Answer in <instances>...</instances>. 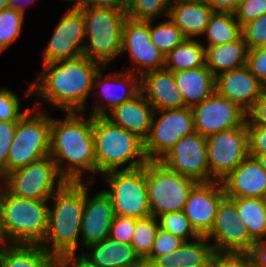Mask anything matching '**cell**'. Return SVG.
Masks as SVG:
<instances>
[{
    "label": "cell",
    "mask_w": 266,
    "mask_h": 267,
    "mask_svg": "<svg viewBox=\"0 0 266 267\" xmlns=\"http://www.w3.org/2000/svg\"><path fill=\"white\" fill-rule=\"evenodd\" d=\"M43 65L41 76L26 90L24 98L38 94V98L64 112L85 113L87 98L94 92L93 79L103 66L83 54Z\"/></svg>",
    "instance_id": "cell-1"
},
{
    "label": "cell",
    "mask_w": 266,
    "mask_h": 267,
    "mask_svg": "<svg viewBox=\"0 0 266 267\" xmlns=\"http://www.w3.org/2000/svg\"><path fill=\"white\" fill-rule=\"evenodd\" d=\"M83 113L69 111L64 119L51 118L49 155L67 182H83L86 171L96 173L93 117L86 119Z\"/></svg>",
    "instance_id": "cell-2"
},
{
    "label": "cell",
    "mask_w": 266,
    "mask_h": 267,
    "mask_svg": "<svg viewBox=\"0 0 266 267\" xmlns=\"http://www.w3.org/2000/svg\"><path fill=\"white\" fill-rule=\"evenodd\" d=\"M50 199L54 204L49 206L47 233L41 246L56 260L64 253L77 252L85 183L66 182Z\"/></svg>",
    "instance_id": "cell-3"
},
{
    "label": "cell",
    "mask_w": 266,
    "mask_h": 267,
    "mask_svg": "<svg viewBox=\"0 0 266 267\" xmlns=\"http://www.w3.org/2000/svg\"><path fill=\"white\" fill-rule=\"evenodd\" d=\"M48 200L24 199L0 192V243L38 244L46 237Z\"/></svg>",
    "instance_id": "cell-4"
},
{
    "label": "cell",
    "mask_w": 266,
    "mask_h": 267,
    "mask_svg": "<svg viewBox=\"0 0 266 267\" xmlns=\"http://www.w3.org/2000/svg\"><path fill=\"white\" fill-rule=\"evenodd\" d=\"M96 173L143 167L149 160L144 141L137 135L114 125L105 117H93Z\"/></svg>",
    "instance_id": "cell-5"
},
{
    "label": "cell",
    "mask_w": 266,
    "mask_h": 267,
    "mask_svg": "<svg viewBox=\"0 0 266 267\" xmlns=\"http://www.w3.org/2000/svg\"><path fill=\"white\" fill-rule=\"evenodd\" d=\"M85 19L86 37L83 55L107 66L121 55L122 30L127 19L125 10L87 8L80 10Z\"/></svg>",
    "instance_id": "cell-6"
},
{
    "label": "cell",
    "mask_w": 266,
    "mask_h": 267,
    "mask_svg": "<svg viewBox=\"0 0 266 267\" xmlns=\"http://www.w3.org/2000/svg\"><path fill=\"white\" fill-rule=\"evenodd\" d=\"M146 181L151 215L156 218L183 211L190 192L199 183L169 170L160 161L146 163Z\"/></svg>",
    "instance_id": "cell-7"
},
{
    "label": "cell",
    "mask_w": 266,
    "mask_h": 267,
    "mask_svg": "<svg viewBox=\"0 0 266 267\" xmlns=\"http://www.w3.org/2000/svg\"><path fill=\"white\" fill-rule=\"evenodd\" d=\"M50 124L51 118L36 107L17 122L7 157V173L49 155Z\"/></svg>",
    "instance_id": "cell-8"
},
{
    "label": "cell",
    "mask_w": 266,
    "mask_h": 267,
    "mask_svg": "<svg viewBox=\"0 0 266 267\" xmlns=\"http://www.w3.org/2000/svg\"><path fill=\"white\" fill-rule=\"evenodd\" d=\"M1 180L9 194L34 200H50L67 182L50 155L6 173Z\"/></svg>",
    "instance_id": "cell-9"
},
{
    "label": "cell",
    "mask_w": 266,
    "mask_h": 267,
    "mask_svg": "<svg viewBox=\"0 0 266 267\" xmlns=\"http://www.w3.org/2000/svg\"><path fill=\"white\" fill-rule=\"evenodd\" d=\"M110 190H103L111 199L114 215L145 218L151 215L146 181V164L130 170H113L104 174Z\"/></svg>",
    "instance_id": "cell-10"
},
{
    "label": "cell",
    "mask_w": 266,
    "mask_h": 267,
    "mask_svg": "<svg viewBox=\"0 0 266 267\" xmlns=\"http://www.w3.org/2000/svg\"><path fill=\"white\" fill-rule=\"evenodd\" d=\"M157 114L160 117L155 118ZM195 132L191 108L155 110L144 151L149 161H160L183 137Z\"/></svg>",
    "instance_id": "cell-11"
},
{
    "label": "cell",
    "mask_w": 266,
    "mask_h": 267,
    "mask_svg": "<svg viewBox=\"0 0 266 267\" xmlns=\"http://www.w3.org/2000/svg\"><path fill=\"white\" fill-rule=\"evenodd\" d=\"M206 142L211 182L223 180L249 155L246 122L210 135Z\"/></svg>",
    "instance_id": "cell-12"
},
{
    "label": "cell",
    "mask_w": 266,
    "mask_h": 267,
    "mask_svg": "<svg viewBox=\"0 0 266 267\" xmlns=\"http://www.w3.org/2000/svg\"><path fill=\"white\" fill-rule=\"evenodd\" d=\"M206 238L213 239L215 252L249 253L256 243L240 220L236 203L227 196L220 201Z\"/></svg>",
    "instance_id": "cell-13"
},
{
    "label": "cell",
    "mask_w": 266,
    "mask_h": 267,
    "mask_svg": "<svg viewBox=\"0 0 266 267\" xmlns=\"http://www.w3.org/2000/svg\"><path fill=\"white\" fill-rule=\"evenodd\" d=\"M160 162L180 175L198 182H211L206 137L198 132L181 138Z\"/></svg>",
    "instance_id": "cell-14"
},
{
    "label": "cell",
    "mask_w": 266,
    "mask_h": 267,
    "mask_svg": "<svg viewBox=\"0 0 266 267\" xmlns=\"http://www.w3.org/2000/svg\"><path fill=\"white\" fill-rule=\"evenodd\" d=\"M191 109L195 132L204 137L241 126L247 120L244 109L216 92Z\"/></svg>",
    "instance_id": "cell-15"
},
{
    "label": "cell",
    "mask_w": 266,
    "mask_h": 267,
    "mask_svg": "<svg viewBox=\"0 0 266 267\" xmlns=\"http://www.w3.org/2000/svg\"><path fill=\"white\" fill-rule=\"evenodd\" d=\"M85 19L83 13L70 8L60 18L46 49L43 53V63L61 61L83 54L86 39Z\"/></svg>",
    "instance_id": "cell-16"
},
{
    "label": "cell",
    "mask_w": 266,
    "mask_h": 267,
    "mask_svg": "<svg viewBox=\"0 0 266 267\" xmlns=\"http://www.w3.org/2000/svg\"><path fill=\"white\" fill-rule=\"evenodd\" d=\"M124 52H129L132 64L138 67L139 76L165 65L164 55L151 41L149 21L125 20L121 55Z\"/></svg>",
    "instance_id": "cell-17"
},
{
    "label": "cell",
    "mask_w": 266,
    "mask_h": 267,
    "mask_svg": "<svg viewBox=\"0 0 266 267\" xmlns=\"http://www.w3.org/2000/svg\"><path fill=\"white\" fill-rule=\"evenodd\" d=\"M224 197L221 181L199 182L190 192L183 212L199 236L209 234Z\"/></svg>",
    "instance_id": "cell-18"
},
{
    "label": "cell",
    "mask_w": 266,
    "mask_h": 267,
    "mask_svg": "<svg viewBox=\"0 0 266 267\" xmlns=\"http://www.w3.org/2000/svg\"><path fill=\"white\" fill-rule=\"evenodd\" d=\"M103 68H107V66H103L99 69V71L95 74L93 79V90L98 89L100 92L97 96H99L98 100L104 99L105 106L103 104L99 105L97 102L95 103V108L90 115L92 117H104L107 115V111H111L113 108L118 105L132 100L136 95L140 93V76H136L135 69H129L124 73L122 71L117 72L116 74L111 73L106 77L102 76ZM117 85H120L119 88ZM118 87L122 92L118 93ZM123 87L124 90L122 89ZM127 88V89H126ZM115 90L117 92H115ZM104 97V98H103Z\"/></svg>",
    "instance_id": "cell-19"
},
{
    "label": "cell",
    "mask_w": 266,
    "mask_h": 267,
    "mask_svg": "<svg viewBox=\"0 0 266 267\" xmlns=\"http://www.w3.org/2000/svg\"><path fill=\"white\" fill-rule=\"evenodd\" d=\"M93 180L85 182V203L81 220L80 240L83 245L89 246L109 237L110 226L114 218L113 205L110 197L102 190L91 199L88 193V184Z\"/></svg>",
    "instance_id": "cell-20"
},
{
    "label": "cell",
    "mask_w": 266,
    "mask_h": 267,
    "mask_svg": "<svg viewBox=\"0 0 266 267\" xmlns=\"http://www.w3.org/2000/svg\"><path fill=\"white\" fill-rule=\"evenodd\" d=\"M266 90L246 65L223 72L215 77V92L248 112Z\"/></svg>",
    "instance_id": "cell-21"
},
{
    "label": "cell",
    "mask_w": 266,
    "mask_h": 267,
    "mask_svg": "<svg viewBox=\"0 0 266 267\" xmlns=\"http://www.w3.org/2000/svg\"><path fill=\"white\" fill-rule=\"evenodd\" d=\"M140 93L154 110L184 108L182 93L178 90L174 72L165 67L140 76Z\"/></svg>",
    "instance_id": "cell-22"
},
{
    "label": "cell",
    "mask_w": 266,
    "mask_h": 267,
    "mask_svg": "<svg viewBox=\"0 0 266 267\" xmlns=\"http://www.w3.org/2000/svg\"><path fill=\"white\" fill-rule=\"evenodd\" d=\"M221 183L229 198H266V172L256 157L248 155Z\"/></svg>",
    "instance_id": "cell-23"
},
{
    "label": "cell",
    "mask_w": 266,
    "mask_h": 267,
    "mask_svg": "<svg viewBox=\"0 0 266 267\" xmlns=\"http://www.w3.org/2000/svg\"><path fill=\"white\" fill-rule=\"evenodd\" d=\"M154 112L153 106L139 93L132 100L113 108L104 117L144 141L149 135Z\"/></svg>",
    "instance_id": "cell-24"
},
{
    "label": "cell",
    "mask_w": 266,
    "mask_h": 267,
    "mask_svg": "<svg viewBox=\"0 0 266 267\" xmlns=\"http://www.w3.org/2000/svg\"><path fill=\"white\" fill-rule=\"evenodd\" d=\"M200 236L183 244L167 255L156 256L148 267H210L215 253L212 243ZM207 242V243H206Z\"/></svg>",
    "instance_id": "cell-25"
},
{
    "label": "cell",
    "mask_w": 266,
    "mask_h": 267,
    "mask_svg": "<svg viewBox=\"0 0 266 267\" xmlns=\"http://www.w3.org/2000/svg\"><path fill=\"white\" fill-rule=\"evenodd\" d=\"M214 10L205 2H171L168 16L186 39L203 35Z\"/></svg>",
    "instance_id": "cell-26"
},
{
    "label": "cell",
    "mask_w": 266,
    "mask_h": 267,
    "mask_svg": "<svg viewBox=\"0 0 266 267\" xmlns=\"http://www.w3.org/2000/svg\"><path fill=\"white\" fill-rule=\"evenodd\" d=\"M178 90L182 93L185 107L200 104L215 92V76L206 66L174 72Z\"/></svg>",
    "instance_id": "cell-27"
},
{
    "label": "cell",
    "mask_w": 266,
    "mask_h": 267,
    "mask_svg": "<svg viewBox=\"0 0 266 267\" xmlns=\"http://www.w3.org/2000/svg\"><path fill=\"white\" fill-rule=\"evenodd\" d=\"M84 253L98 267H142L143 261L135 253L131 244L118 242L107 237L90 244Z\"/></svg>",
    "instance_id": "cell-28"
},
{
    "label": "cell",
    "mask_w": 266,
    "mask_h": 267,
    "mask_svg": "<svg viewBox=\"0 0 266 267\" xmlns=\"http://www.w3.org/2000/svg\"><path fill=\"white\" fill-rule=\"evenodd\" d=\"M7 245L0 243V267H56V260L41 245Z\"/></svg>",
    "instance_id": "cell-29"
},
{
    "label": "cell",
    "mask_w": 266,
    "mask_h": 267,
    "mask_svg": "<svg viewBox=\"0 0 266 267\" xmlns=\"http://www.w3.org/2000/svg\"><path fill=\"white\" fill-rule=\"evenodd\" d=\"M204 47L205 65L215 77L223 72L246 65L248 49L243 37L231 43Z\"/></svg>",
    "instance_id": "cell-30"
},
{
    "label": "cell",
    "mask_w": 266,
    "mask_h": 267,
    "mask_svg": "<svg viewBox=\"0 0 266 267\" xmlns=\"http://www.w3.org/2000/svg\"><path fill=\"white\" fill-rule=\"evenodd\" d=\"M231 199L236 203L239 218L251 238L255 242L266 240V199L249 197Z\"/></svg>",
    "instance_id": "cell-31"
},
{
    "label": "cell",
    "mask_w": 266,
    "mask_h": 267,
    "mask_svg": "<svg viewBox=\"0 0 266 267\" xmlns=\"http://www.w3.org/2000/svg\"><path fill=\"white\" fill-rule=\"evenodd\" d=\"M205 65V47L196 39H185L165 56L164 67L172 72Z\"/></svg>",
    "instance_id": "cell-32"
},
{
    "label": "cell",
    "mask_w": 266,
    "mask_h": 267,
    "mask_svg": "<svg viewBox=\"0 0 266 267\" xmlns=\"http://www.w3.org/2000/svg\"><path fill=\"white\" fill-rule=\"evenodd\" d=\"M208 39L207 46H217L239 40L242 26L231 12H213L204 32Z\"/></svg>",
    "instance_id": "cell-33"
},
{
    "label": "cell",
    "mask_w": 266,
    "mask_h": 267,
    "mask_svg": "<svg viewBox=\"0 0 266 267\" xmlns=\"http://www.w3.org/2000/svg\"><path fill=\"white\" fill-rule=\"evenodd\" d=\"M158 219L152 215L137 219L131 245L143 261L151 252L158 231Z\"/></svg>",
    "instance_id": "cell-34"
},
{
    "label": "cell",
    "mask_w": 266,
    "mask_h": 267,
    "mask_svg": "<svg viewBox=\"0 0 266 267\" xmlns=\"http://www.w3.org/2000/svg\"><path fill=\"white\" fill-rule=\"evenodd\" d=\"M154 20H149L150 38L164 57L186 38L182 31L168 18L167 21L152 26Z\"/></svg>",
    "instance_id": "cell-35"
},
{
    "label": "cell",
    "mask_w": 266,
    "mask_h": 267,
    "mask_svg": "<svg viewBox=\"0 0 266 267\" xmlns=\"http://www.w3.org/2000/svg\"><path fill=\"white\" fill-rule=\"evenodd\" d=\"M172 0H127L125 13L134 21H149L166 15Z\"/></svg>",
    "instance_id": "cell-36"
},
{
    "label": "cell",
    "mask_w": 266,
    "mask_h": 267,
    "mask_svg": "<svg viewBox=\"0 0 266 267\" xmlns=\"http://www.w3.org/2000/svg\"><path fill=\"white\" fill-rule=\"evenodd\" d=\"M24 14L14 7H7L0 11V53L20 36Z\"/></svg>",
    "instance_id": "cell-37"
},
{
    "label": "cell",
    "mask_w": 266,
    "mask_h": 267,
    "mask_svg": "<svg viewBox=\"0 0 266 267\" xmlns=\"http://www.w3.org/2000/svg\"><path fill=\"white\" fill-rule=\"evenodd\" d=\"M159 226L169 233L187 242L189 238L197 239L200 237L193 229L190 221L183 211L165 213L158 218Z\"/></svg>",
    "instance_id": "cell-38"
},
{
    "label": "cell",
    "mask_w": 266,
    "mask_h": 267,
    "mask_svg": "<svg viewBox=\"0 0 266 267\" xmlns=\"http://www.w3.org/2000/svg\"><path fill=\"white\" fill-rule=\"evenodd\" d=\"M183 240L169 233L162 227H158V231L153 243L150 254L143 260V264L147 266L156 256L167 255L176 250L183 244Z\"/></svg>",
    "instance_id": "cell-39"
},
{
    "label": "cell",
    "mask_w": 266,
    "mask_h": 267,
    "mask_svg": "<svg viewBox=\"0 0 266 267\" xmlns=\"http://www.w3.org/2000/svg\"><path fill=\"white\" fill-rule=\"evenodd\" d=\"M247 49L261 48L266 42V13L242 25Z\"/></svg>",
    "instance_id": "cell-40"
},
{
    "label": "cell",
    "mask_w": 266,
    "mask_h": 267,
    "mask_svg": "<svg viewBox=\"0 0 266 267\" xmlns=\"http://www.w3.org/2000/svg\"><path fill=\"white\" fill-rule=\"evenodd\" d=\"M19 97L7 88L0 89V121L18 122L30 108L21 112Z\"/></svg>",
    "instance_id": "cell-41"
},
{
    "label": "cell",
    "mask_w": 266,
    "mask_h": 267,
    "mask_svg": "<svg viewBox=\"0 0 266 267\" xmlns=\"http://www.w3.org/2000/svg\"><path fill=\"white\" fill-rule=\"evenodd\" d=\"M136 221V218L114 215L109 237L118 242L131 244Z\"/></svg>",
    "instance_id": "cell-42"
},
{
    "label": "cell",
    "mask_w": 266,
    "mask_h": 267,
    "mask_svg": "<svg viewBox=\"0 0 266 267\" xmlns=\"http://www.w3.org/2000/svg\"><path fill=\"white\" fill-rule=\"evenodd\" d=\"M265 13L266 0H240L234 16L242 26Z\"/></svg>",
    "instance_id": "cell-43"
},
{
    "label": "cell",
    "mask_w": 266,
    "mask_h": 267,
    "mask_svg": "<svg viewBox=\"0 0 266 267\" xmlns=\"http://www.w3.org/2000/svg\"><path fill=\"white\" fill-rule=\"evenodd\" d=\"M17 122L0 121V178L7 173V157Z\"/></svg>",
    "instance_id": "cell-44"
},
{
    "label": "cell",
    "mask_w": 266,
    "mask_h": 267,
    "mask_svg": "<svg viewBox=\"0 0 266 267\" xmlns=\"http://www.w3.org/2000/svg\"><path fill=\"white\" fill-rule=\"evenodd\" d=\"M251 264L249 253L215 252L210 267H249Z\"/></svg>",
    "instance_id": "cell-45"
},
{
    "label": "cell",
    "mask_w": 266,
    "mask_h": 267,
    "mask_svg": "<svg viewBox=\"0 0 266 267\" xmlns=\"http://www.w3.org/2000/svg\"><path fill=\"white\" fill-rule=\"evenodd\" d=\"M246 66L266 86V51L262 48L248 49Z\"/></svg>",
    "instance_id": "cell-46"
},
{
    "label": "cell",
    "mask_w": 266,
    "mask_h": 267,
    "mask_svg": "<svg viewBox=\"0 0 266 267\" xmlns=\"http://www.w3.org/2000/svg\"><path fill=\"white\" fill-rule=\"evenodd\" d=\"M249 155L266 154V126L246 124Z\"/></svg>",
    "instance_id": "cell-47"
},
{
    "label": "cell",
    "mask_w": 266,
    "mask_h": 267,
    "mask_svg": "<svg viewBox=\"0 0 266 267\" xmlns=\"http://www.w3.org/2000/svg\"><path fill=\"white\" fill-rule=\"evenodd\" d=\"M65 1V0H64ZM74 1V9H87V8H109L114 10H125L126 1L125 0H66Z\"/></svg>",
    "instance_id": "cell-48"
},
{
    "label": "cell",
    "mask_w": 266,
    "mask_h": 267,
    "mask_svg": "<svg viewBox=\"0 0 266 267\" xmlns=\"http://www.w3.org/2000/svg\"><path fill=\"white\" fill-rule=\"evenodd\" d=\"M246 124L266 126V90L247 112Z\"/></svg>",
    "instance_id": "cell-49"
},
{
    "label": "cell",
    "mask_w": 266,
    "mask_h": 267,
    "mask_svg": "<svg viewBox=\"0 0 266 267\" xmlns=\"http://www.w3.org/2000/svg\"><path fill=\"white\" fill-rule=\"evenodd\" d=\"M77 252H68L60 255L56 259V267H98L84 252L76 255Z\"/></svg>",
    "instance_id": "cell-50"
},
{
    "label": "cell",
    "mask_w": 266,
    "mask_h": 267,
    "mask_svg": "<svg viewBox=\"0 0 266 267\" xmlns=\"http://www.w3.org/2000/svg\"><path fill=\"white\" fill-rule=\"evenodd\" d=\"M249 254L256 267H266V240L256 242Z\"/></svg>",
    "instance_id": "cell-51"
},
{
    "label": "cell",
    "mask_w": 266,
    "mask_h": 267,
    "mask_svg": "<svg viewBox=\"0 0 266 267\" xmlns=\"http://www.w3.org/2000/svg\"><path fill=\"white\" fill-rule=\"evenodd\" d=\"M214 12H231L237 9L240 0H204Z\"/></svg>",
    "instance_id": "cell-52"
},
{
    "label": "cell",
    "mask_w": 266,
    "mask_h": 267,
    "mask_svg": "<svg viewBox=\"0 0 266 267\" xmlns=\"http://www.w3.org/2000/svg\"><path fill=\"white\" fill-rule=\"evenodd\" d=\"M32 1L33 0H8V4H9V7H14V8H17L20 11L25 12V5H26V3L27 4L28 3H32Z\"/></svg>",
    "instance_id": "cell-53"
},
{
    "label": "cell",
    "mask_w": 266,
    "mask_h": 267,
    "mask_svg": "<svg viewBox=\"0 0 266 267\" xmlns=\"http://www.w3.org/2000/svg\"><path fill=\"white\" fill-rule=\"evenodd\" d=\"M253 157H256V159L259 161L261 167L264 169L266 172V154H261V155H250Z\"/></svg>",
    "instance_id": "cell-54"
},
{
    "label": "cell",
    "mask_w": 266,
    "mask_h": 267,
    "mask_svg": "<svg viewBox=\"0 0 266 267\" xmlns=\"http://www.w3.org/2000/svg\"><path fill=\"white\" fill-rule=\"evenodd\" d=\"M9 7L8 0H0V11Z\"/></svg>",
    "instance_id": "cell-55"
},
{
    "label": "cell",
    "mask_w": 266,
    "mask_h": 267,
    "mask_svg": "<svg viewBox=\"0 0 266 267\" xmlns=\"http://www.w3.org/2000/svg\"><path fill=\"white\" fill-rule=\"evenodd\" d=\"M174 2H198V1H204V0H172Z\"/></svg>",
    "instance_id": "cell-56"
},
{
    "label": "cell",
    "mask_w": 266,
    "mask_h": 267,
    "mask_svg": "<svg viewBox=\"0 0 266 267\" xmlns=\"http://www.w3.org/2000/svg\"><path fill=\"white\" fill-rule=\"evenodd\" d=\"M261 48L266 51V42L262 45Z\"/></svg>",
    "instance_id": "cell-57"
},
{
    "label": "cell",
    "mask_w": 266,
    "mask_h": 267,
    "mask_svg": "<svg viewBox=\"0 0 266 267\" xmlns=\"http://www.w3.org/2000/svg\"><path fill=\"white\" fill-rule=\"evenodd\" d=\"M249 267H256L253 263Z\"/></svg>",
    "instance_id": "cell-58"
}]
</instances>
